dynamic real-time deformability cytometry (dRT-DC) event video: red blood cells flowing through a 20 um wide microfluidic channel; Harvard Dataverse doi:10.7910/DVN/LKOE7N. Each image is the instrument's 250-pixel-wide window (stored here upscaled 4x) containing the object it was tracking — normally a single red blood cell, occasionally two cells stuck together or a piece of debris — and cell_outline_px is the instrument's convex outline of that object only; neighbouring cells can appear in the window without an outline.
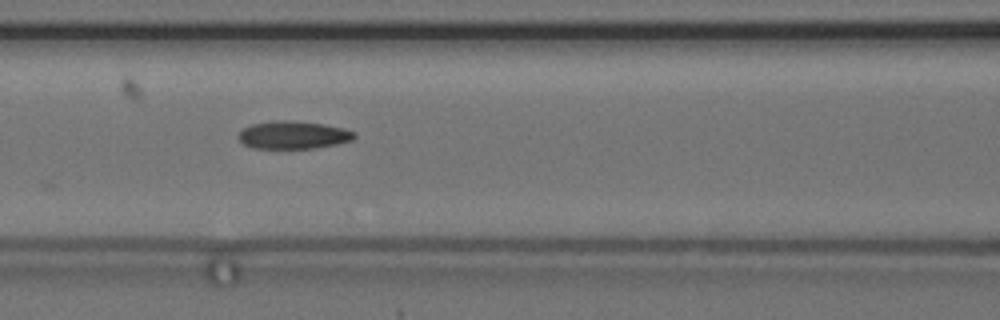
{"species": "common noctule bat (a hibernating species)", "species_latin": "Nyctalus noctula", "temperature_condition": "cold", "stored_images_in_passage": 5, "camera_frame_rate_fps": 3000, "um_per_image_px": 0.085, "animal": {"sex": "female", "body_mass_g": 24.6, "forearm_length_mm": 56.2}, "frame": {"image": 1, "passage_image": 4, "time_ms": 3.667, "image_size_px": [1000, 320], "cell_outline_px": [[356, 136], [352, 140], [336, 144], [316, 148], [252, 148], [244, 144], [236, 136], [244, 128], [252, 124], [272, 120], [280, 120], [324, 124], [344, 128], [356, 132]], "centroid_in_image_um": [24.93, 11.47], "position_along_channel_um": 141.7, "area_um2": 18.73}}